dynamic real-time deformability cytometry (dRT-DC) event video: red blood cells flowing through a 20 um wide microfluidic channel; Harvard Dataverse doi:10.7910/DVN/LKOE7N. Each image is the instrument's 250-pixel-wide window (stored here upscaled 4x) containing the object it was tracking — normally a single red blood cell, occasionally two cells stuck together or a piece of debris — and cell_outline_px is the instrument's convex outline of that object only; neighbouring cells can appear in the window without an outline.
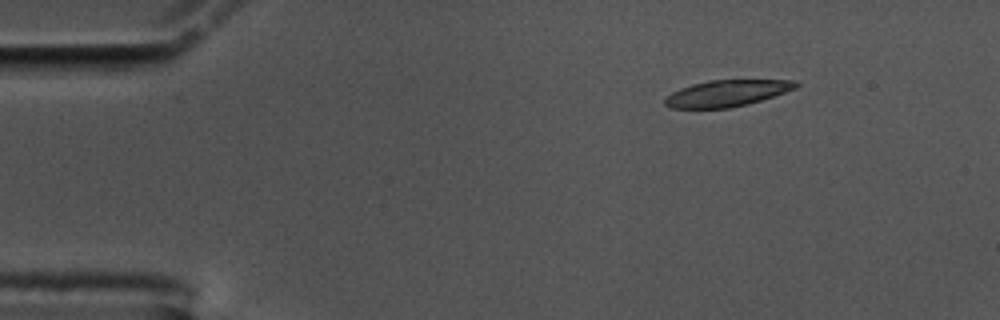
{"species": "common noctule bat (a hibernating species)", "species_latin": "Nyctalus noctula", "temperature_condition": "cold", "stored_images_in_passage": 50, "camera_frame_rate_fps": 3000, "um_per_image_px": 0.085, "animal": {"sex": "male", "body_mass_g": 17.5, "forearm_length_mm": 52.3}, "frame": {"image": 1, "passage_image": 1, "time_ms": 0.0, "image_size_px": [1000, 320], "cell_outline_px": [[800, 84], [796, 88], [748, 104], [728, 108], [672, 108], [664, 104], [664, 100], [672, 92], [680, 88], [692, 84], [708, 80], [796, 80]], "centroid_in_image_um": [61.77, 7.92], "position_along_channel_um": 23.2, "area_um2": 20.0}}
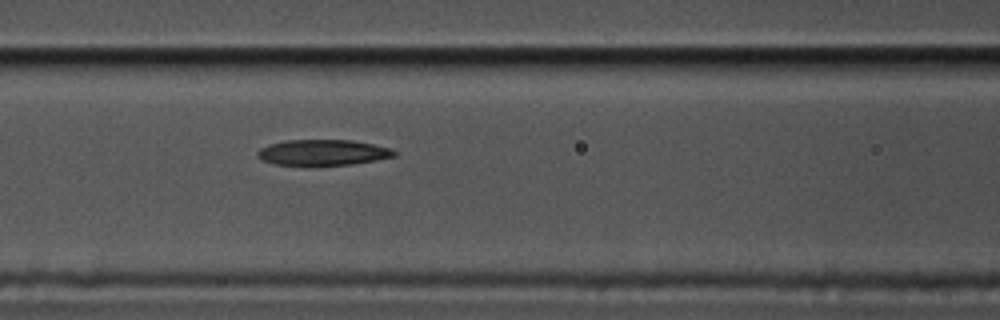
{"frame": {"image": 2, "passage_image": 17, "time_ms": 5.333, "image_size_px": [1000, 320], "cell_outline_px": [[396, 156], [376, 160], [352, 164], [304, 168], [276, 164], [264, 160], [256, 156], [256, 152], [260, 148], [268, 144], [284, 140], [352, 140], [392, 148], [396, 152]], "centroid_in_image_um": [27.4, 12.99], "position_along_channel_um": 139.2, "area_um2": 21.33}}
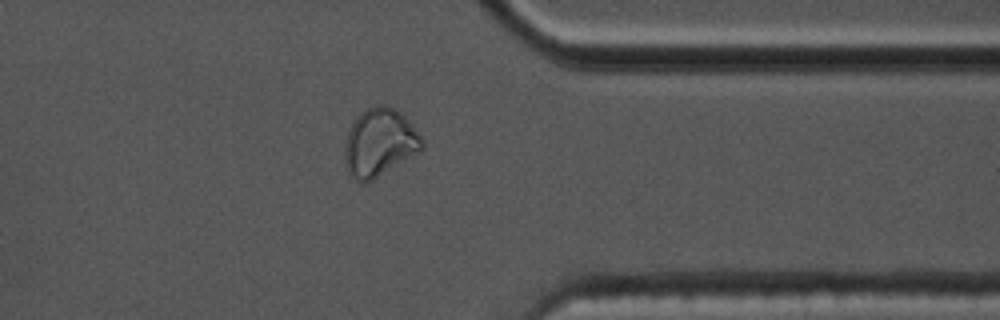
{"frame": {"image": 3, "passage_image": 38, "time_ms": 12.333, "image_size_px": [1000, 320], "cell_outline_px": [[424, 148], [420, 152], [372, 180], [364, 184], [352, 180], [344, 164], [344, 144], [348, 132], [356, 116], [360, 112], [376, 104], [384, 104], [400, 112], [408, 120], [424, 140]], "centroid_in_image_um": [32.24, 12.14], "position_along_channel_um": 379.2, "area_um2": 30.98}, "authors_computed_cell_mechanics": {"area_um2": 21.4438, "velocity_mm_per_s": 3.5367, "shape_relaxation_time_tau1_ms": null, "shape_relaxation_time_tau2_ms": 6.4918, "deformation_change_tau1": null, "deformation_change_tau2": 0.132}}